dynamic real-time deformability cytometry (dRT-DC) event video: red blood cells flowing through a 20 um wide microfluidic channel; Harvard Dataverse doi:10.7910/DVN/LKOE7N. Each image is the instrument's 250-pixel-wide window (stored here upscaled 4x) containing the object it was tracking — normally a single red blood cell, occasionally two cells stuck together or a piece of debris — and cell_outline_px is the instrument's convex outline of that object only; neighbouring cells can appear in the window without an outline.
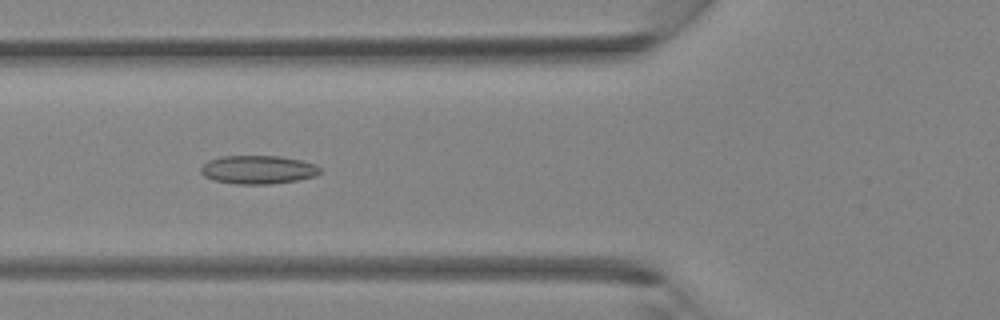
{"species": "Egyptian fruit bat (a non-hibernating species)", "species_latin": "Rousettus aegyptiacus", "temperature_condition": "room temperature", "stored_images_in_passage": 33, "camera_frame_rate_fps": 3000, "um_per_image_px": 0.085, "animal": {"sex": "female"}, "frame": {"image": 1, "passage_image": 9, "time_ms": 2.667, "image_size_px": [1000, 320], "cell_outline_px": [[324, 172], [316, 176], [296, 180], [272, 184], [236, 184], [212, 180], [204, 176], [200, 172], [200, 168], [208, 160], [220, 156], [280, 156], [300, 160], [316, 164]], "centroid_in_image_um": [21.94, 14.42], "position_along_channel_um": 103.9, "area_um2": 20.0}}
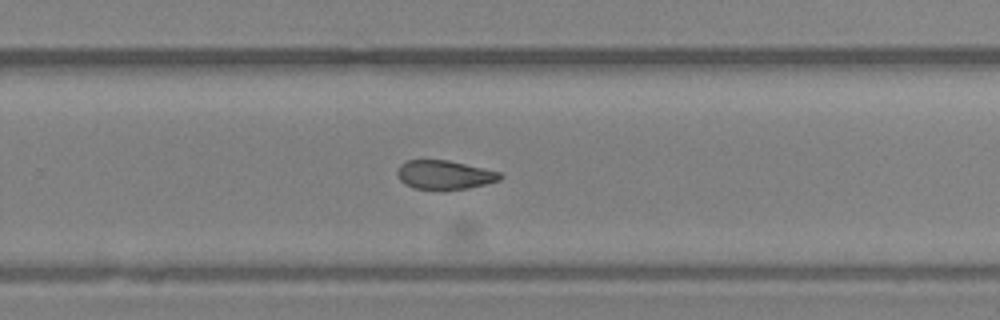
{"frame": {"image": 2, "passage_image": 20, "time_ms": 6.333, "image_size_px": [1000, 320], "cell_outline_px": [[504, 176], [500, 180], [468, 188], [416, 188], [404, 184], [400, 180], [396, 172], [400, 164], [408, 160], [448, 160], [500, 172]], "centroid_in_image_um": [37.77, 14.84], "position_along_channel_um": 292.0, "area_um2": 16.94}}
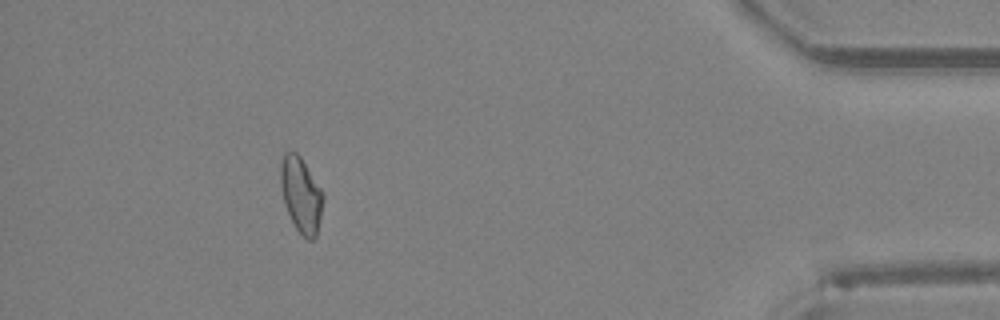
{"frame": {"image": 3, "passage_image": 30, "time_ms": 9.667, "image_size_px": [1000, 320], "cell_outline_px": [[324, 200], [320, 220], [316, 236], [312, 240], [308, 240], [296, 228], [284, 204], [280, 184], [280, 160], [284, 152], [296, 152], [300, 156], [324, 192]], "centroid_in_image_um": [25.59, 16.53], "position_along_channel_um": 409.6, "area_um2": 18.79}}